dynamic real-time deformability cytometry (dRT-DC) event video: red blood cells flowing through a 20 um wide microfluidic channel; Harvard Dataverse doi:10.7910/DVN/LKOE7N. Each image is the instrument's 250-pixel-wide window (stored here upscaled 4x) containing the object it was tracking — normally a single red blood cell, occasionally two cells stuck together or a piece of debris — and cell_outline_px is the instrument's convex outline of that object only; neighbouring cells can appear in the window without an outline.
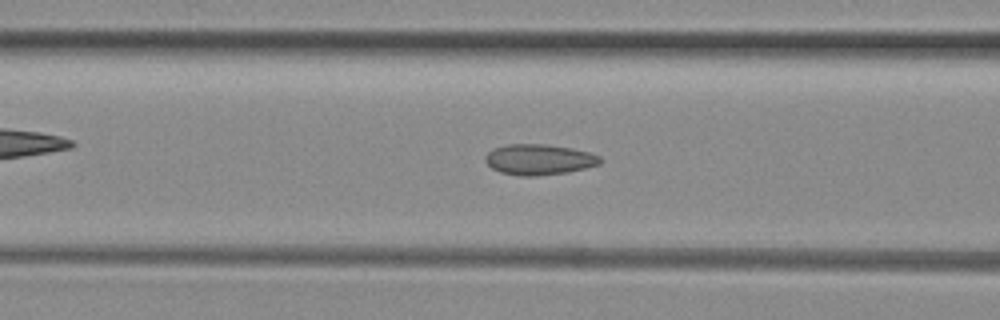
{"species": "common noctule bat (a hibernating species)", "species_latin": "Nyctalus noctula", "temperature_condition": "room temperature", "stored_images_in_passage": 40, "camera_frame_rate_fps": 3000, "um_per_image_px": 0.085, "animal": {"sex": "female", "body_mass_g": 29.2, "forearm_length_mm": 56.3}, "frame": {"image": 1, "passage_image": 19, "time_ms": 6.0, "image_size_px": [1000, 320], "cell_outline_px": [[600, 164], [568, 172], [536, 176], [520, 176], [500, 172], [492, 168], [484, 160], [484, 156], [492, 148], [508, 144], [544, 144], [572, 148], [588, 152], [600, 156]], "centroid_in_image_um": [45.78, 13.56], "position_along_channel_um": 120.8, "area_um2": 20.52}}
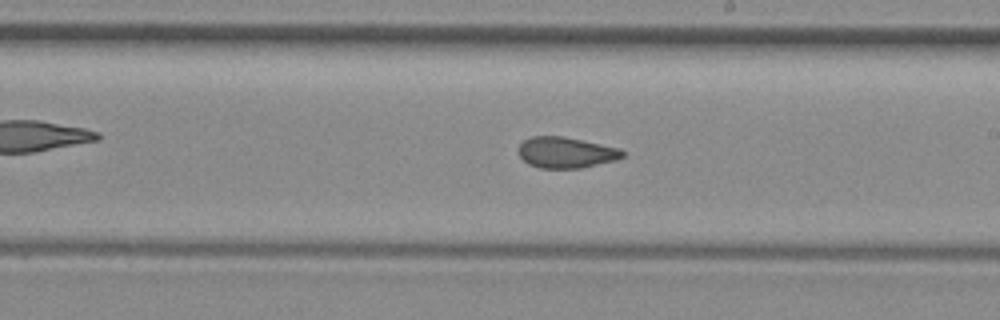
{"frame": {"image": 2, "passage_image": 28, "time_ms": 9.0, "image_size_px": [1000, 320], "cell_outline_px": [[624, 156], [616, 160], [580, 168], [540, 168], [528, 164], [520, 156], [520, 144], [524, 140], [532, 136], [564, 136], [620, 148], [624, 152]], "centroid_in_image_um": [48.12, 12.96], "position_along_channel_um": 240.9, "area_um2": 18.67}}
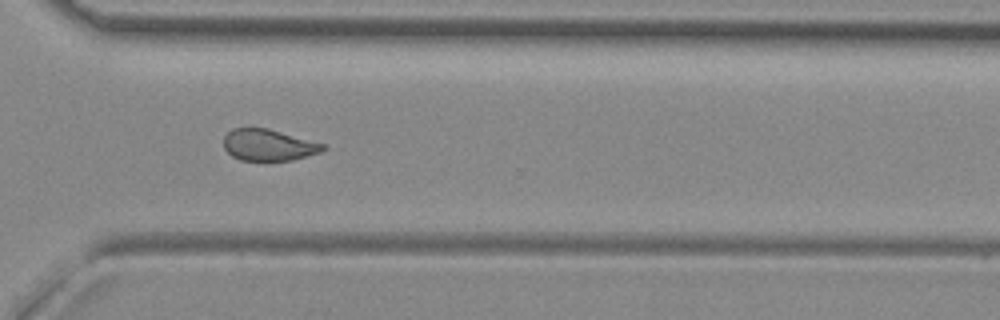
{"frame": {"image": 3, "passage_image": 36, "time_ms": 11.667, "image_size_px": [1000, 320], "cell_outline_px": [[328, 148], [320, 152], [292, 160], [240, 160], [232, 156], [224, 148], [224, 136], [232, 128], [268, 128], [324, 144]], "centroid_in_image_um": [22.81, 12.32], "position_along_channel_um": 347.8, "area_um2": 18.09}}